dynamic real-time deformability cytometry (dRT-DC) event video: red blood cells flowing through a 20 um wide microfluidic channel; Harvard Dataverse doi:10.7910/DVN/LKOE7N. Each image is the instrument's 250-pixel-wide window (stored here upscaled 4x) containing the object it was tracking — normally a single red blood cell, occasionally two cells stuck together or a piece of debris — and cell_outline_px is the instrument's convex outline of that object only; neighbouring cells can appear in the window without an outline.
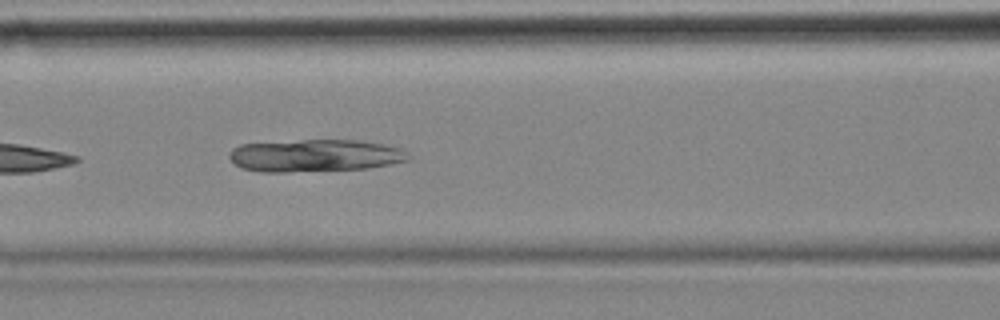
{"species": "common noctule bat (a hibernating species)", "species_latin": "Nyctalus noctula", "temperature_condition": "cold", "stored_images_in_passage": 5, "camera_frame_rate_fps": 3000, "um_per_image_px": 0.085, "animal": {"sex": "female", "body_mass_g": 18.4}, "frame": {"image": 1, "passage_image": 5, "time_ms": 1.333, "image_size_px": [1000, 320], "cell_outline_px": [[412, 160], [368, 168], [288, 172], [260, 172], [240, 168], [228, 156], [232, 148], [240, 144], [304, 140], [356, 140], [384, 144], [400, 148], [412, 156]], "centroid_in_image_um": [26.79, 13.23], "position_along_channel_um": 139.8, "area_um2": 33.93}}